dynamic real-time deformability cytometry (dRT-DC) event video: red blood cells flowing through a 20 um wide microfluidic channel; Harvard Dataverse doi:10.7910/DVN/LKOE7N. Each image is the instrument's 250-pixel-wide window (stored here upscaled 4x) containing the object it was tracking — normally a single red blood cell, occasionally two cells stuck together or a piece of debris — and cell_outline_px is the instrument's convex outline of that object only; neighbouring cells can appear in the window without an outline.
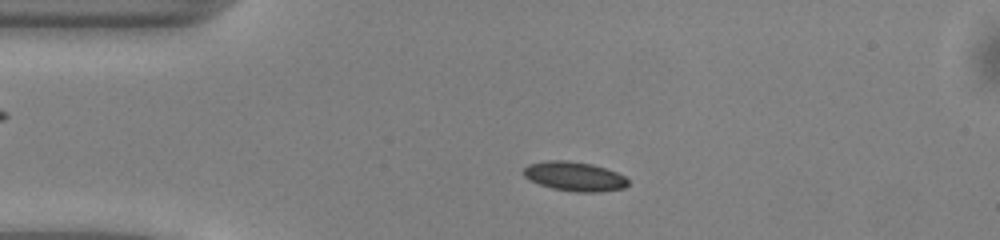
{"species": "common noctule bat (a hibernating species)", "species_latin": "Nyctalus noctula", "temperature_condition": "warm", "stored_images_in_passage": 47, "camera_frame_rate_fps": 3000, "um_per_image_px": 0.085, "animal": {"sex": "male", "body_mass_g": 13.0, "forearm_length_mm": 53.1}, "frame": {"image": 1, "passage_image": 8, "time_ms": 2.333, "image_size_px": [1000, 240], "cell_outline_px": [[628, 184], [624, 188], [600, 192], [576, 192], [552, 188], [540, 184], [524, 176], [524, 168], [528, 164], [544, 160], [568, 160], [592, 164], [616, 172], [624, 176], [628, 180]], "centroid_in_image_um": [48.83, 14.98], "position_along_channel_um": 36.2, "area_um2": 17.8}}
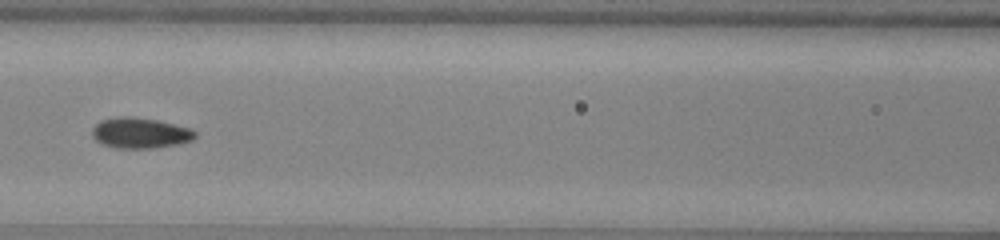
{"frame": {"image": 2, "passage_image": 19, "time_ms": 6.0, "image_size_px": [1000, 240], "cell_outline_px": [[196, 136], [192, 140], [180, 144], [152, 148], [116, 148], [100, 144], [92, 136], [92, 128], [100, 120], [120, 116], [128, 116], [156, 120], [192, 128], [196, 132]], "centroid_in_image_um": [11.91, 11.31], "position_along_channel_um": 154.7, "area_um2": 18.5}}
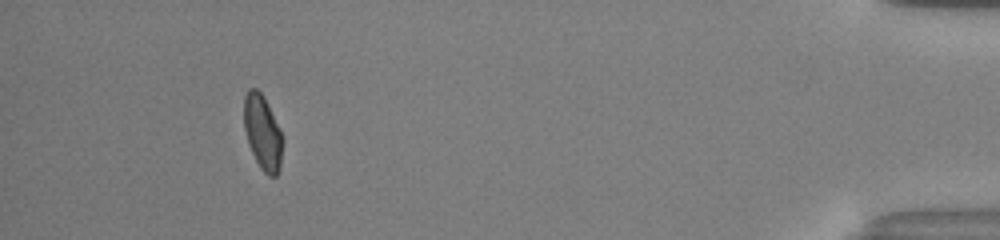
{"frame": {"image": 3, "passage_image": 43, "time_ms": 14.0, "image_size_px": [1000, 240], "cell_outline_px": [[284, 140], [280, 168], [276, 176], [268, 176], [260, 168], [248, 144], [244, 128], [244, 96], [248, 88], [256, 88], [264, 96], [280, 128]], "centroid_in_image_um": [22.34, 11.26], "position_along_channel_um": 412.9, "area_um2": 17.11}, "authors_computed_cell_mechanics": {"area_um2": 17.1666, "velocity_mm_per_s": 4.1128, "shape_relaxation_time_tau1_ms": 4.5536, "shape_relaxation_time_tau2_ms": 2.0659, "deformation_change_tau1": 0.111, "deformation_change_tau2": 0.0636}}